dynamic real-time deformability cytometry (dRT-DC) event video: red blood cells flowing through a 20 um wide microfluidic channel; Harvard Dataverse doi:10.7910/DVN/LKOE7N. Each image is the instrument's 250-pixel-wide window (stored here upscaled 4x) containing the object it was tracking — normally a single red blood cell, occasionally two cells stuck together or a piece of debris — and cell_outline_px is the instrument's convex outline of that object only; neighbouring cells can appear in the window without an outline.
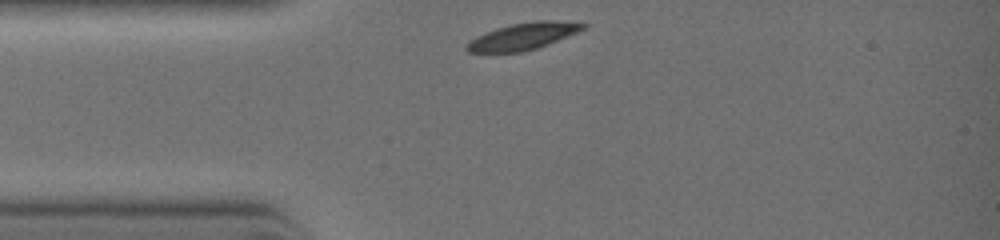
{"species": "common noctule bat (a hibernating species)", "species_latin": "Nyctalus noctula", "temperature_condition": "warm", "stored_images_in_passage": 2, "camera_frame_rate_fps": 3000, "um_per_image_px": 0.085, "animal": {"sex": "female", "body_mass_g": 19.0, "forearm_length_mm": 51.5}, "frame": {"image": 1, "passage_image": 1, "time_ms": 0.0, "image_size_px": [1000, 240], "cell_outline_px": [[588, 24], [584, 28], [576, 32], [536, 48], [520, 52], [468, 52], [464, 48], [476, 36], [496, 28], [512, 24], [536, 20], [552, 20]], "centroid_in_image_um": [44.42, 3.08], "position_along_channel_um": 40.6, "area_um2": 17.69}}